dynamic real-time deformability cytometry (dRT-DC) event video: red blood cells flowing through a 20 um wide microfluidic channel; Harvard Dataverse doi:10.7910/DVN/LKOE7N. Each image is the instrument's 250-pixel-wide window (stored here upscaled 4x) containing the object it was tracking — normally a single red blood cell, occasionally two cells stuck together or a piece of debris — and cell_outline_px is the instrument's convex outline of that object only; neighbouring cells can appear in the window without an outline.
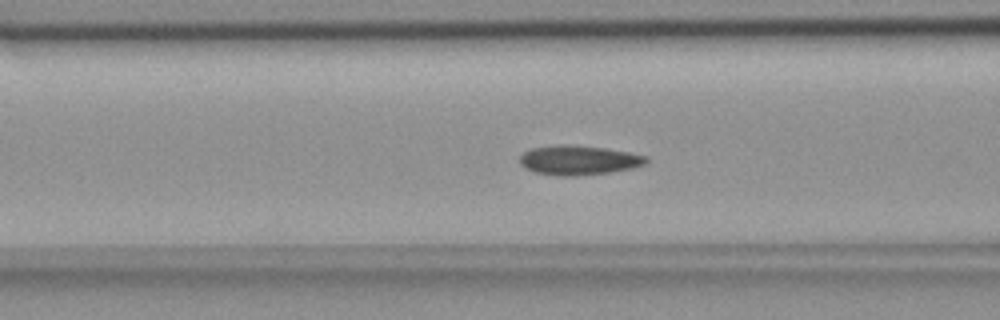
{"species": "common noctule bat (a hibernating species)", "species_latin": "Nyctalus noctula", "temperature_condition": "room temperature", "stored_images_in_passage": 55, "camera_frame_rate_fps": 3000, "um_per_image_px": 0.085, "animal": {"sex": "female", "body_mass_g": 18.4}, "frame": {"image": 1, "passage_image": 22, "time_ms": 7.0, "image_size_px": [1000, 320], "cell_outline_px": [[648, 160], [644, 164], [632, 168], [608, 172], [576, 176], [560, 176], [536, 172], [524, 168], [520, 164], [520, 156], [524, 152], [532, 148], [560, 144], [568, 144], [604, 148], [628, 152], [648, 156]], "centroid_in_image_um": [49.17, 13.61], "position_along_channel_um": 117.4, "area_um2": 21.62}}
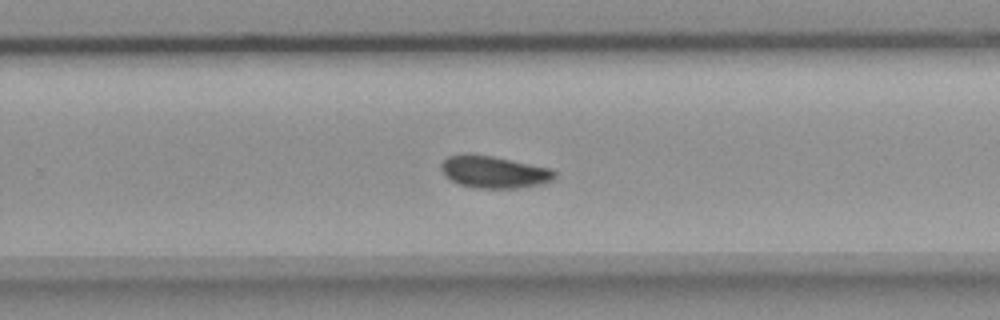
{"frame": {"image": 2, "passage_image": 36, "time_ms": 11.667, "image_size_px": [1000, 320], "cell_outline_px": [[556, 176], [552, 180], [544, 184], [516, 188], [472, 188], [460, 184], [452, 180], [440, 168], [440, 164], [448, 156], [464, 152], [468, 152], [492, 156], [552, 168], [556, 172]], "centroid_in_image_um": [42.0, 14.6], "position_along_channel_um": 287.8, "area_um2": 21.5}}
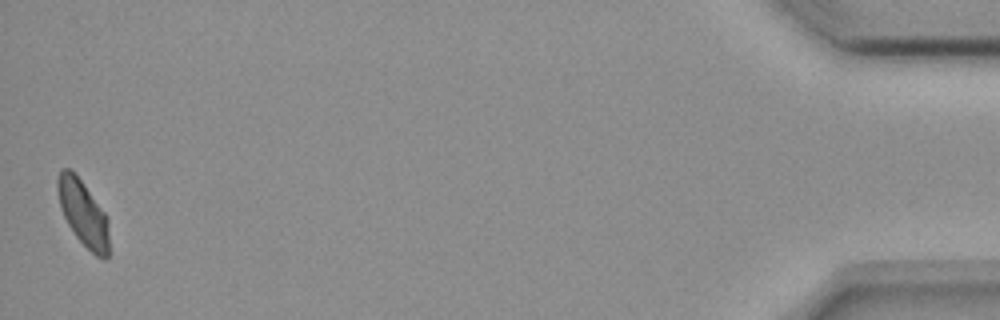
{"frame": {"image": 3, "passage_image": 55, "time_ms": 18.0, "image_size_px": [1000, 320], "cell_outline_px": [[108, 256], [104, 260], [96, 256], [76, 236], [68, 224], [64, 216], [60, 204], [56, 188], [56, 180], [60, 172], [64, 168], [68, 168], [84, 184], [104, 212], [108, 220]], "centroid_in_image_um": [7.06, 18.13], "position_along_channel_um": 428.1, "area_um2": 19.25}, "authors_computed_cell_mechanics": {"area_um2": 20.8658, "velocity_mm_per_s": 3.6637, "shape_relaxation_time_tau1_ms": null, "shape_relaxation_time_tau2_ms": 4.396, "deformation_change_tau1": null, "deformation_change_tau2": 0.0497}}